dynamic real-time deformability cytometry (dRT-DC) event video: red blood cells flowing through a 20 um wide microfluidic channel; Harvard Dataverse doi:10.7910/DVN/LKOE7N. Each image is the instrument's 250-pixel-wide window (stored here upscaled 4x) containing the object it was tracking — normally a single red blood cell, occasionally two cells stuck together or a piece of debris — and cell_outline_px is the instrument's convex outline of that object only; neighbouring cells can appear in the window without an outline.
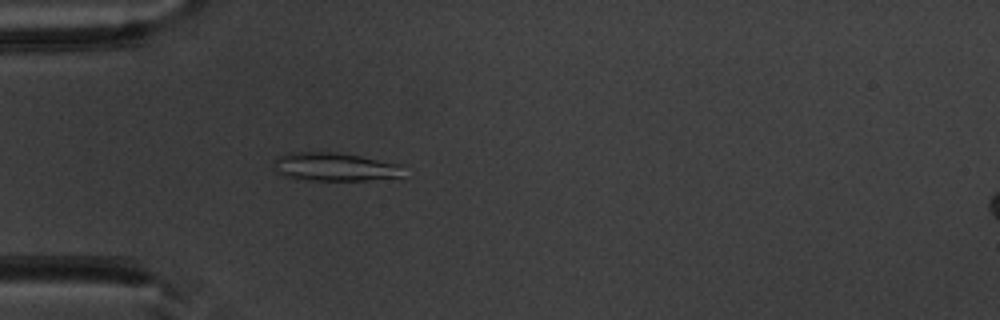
{"species": "common noctule bat (a hibernating species)", "species_latin": "Nyctalus noctula", "temperature_condition": "warm", "stored_images_in_passage": 50, "camera_frame_rate_fps": 3000, "um_per_image_px": 0.085, "animal": {"sex": "male", "body_mass_g": 20.1, "forearm_length_mm": 53.5}, "frame": {"image": 1, "passage_image": 14, "time_ms": 4.333, "image_size_px": [1000, 320], "cell_outline_px": [[400, 176], [368, 180], [308, 180], [288, 176], [276, 172], [272, 164], [272, 160], [276, 156], [288, 152], [332, 152], [360, 156], [400, 164]], "centroid_in_image_um": [28.33, 14.16], "position_along_channel_um": 56.7, "area_um2": 21.21}}
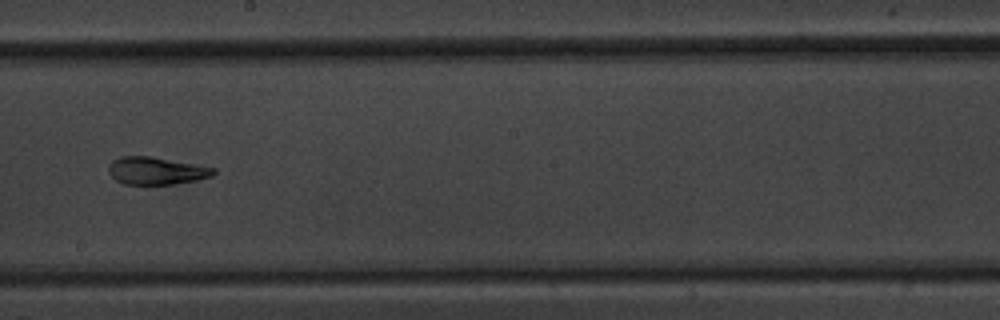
{"frame": {"image": 2, "passage_image": 28, "time_ms": 9.0, "image_size_px": [1000, 320], "cell_outline_px": [[216, 172], [212, 176], [196, 180], [172, 184], [124, 184], [116, 180], [108, 172], [108, 164], [112, 160], [120, 156], [152, 156], [216, 168]], "centroid_in_image_um": [13.26, 14.5], "position_along_channel_um": 234.9, "area_um2": 16.88}}
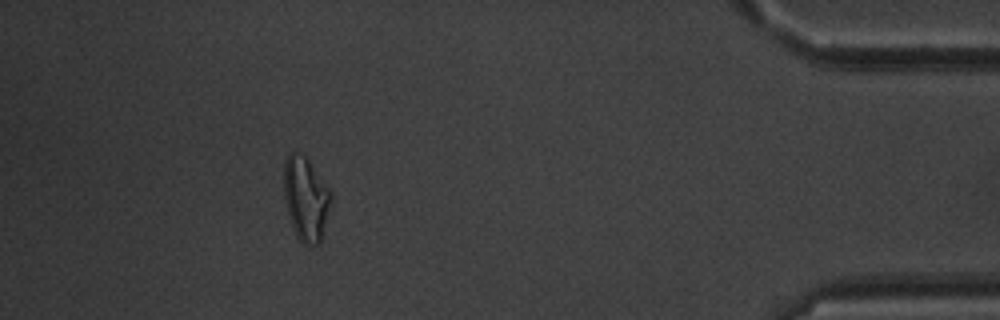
{"frame": {"image": 3, "passage_image": 45, "time_ms": 14.667, "image_size_px": [1000, 320], "cell_outline_px": [[332, 200], [320, 244], [308, 248], [296, 236], [288, 212], [284, 196], [284, 160], [288, 152], [296, 152], [304, 156], [308, 160], [328, 188], [332, 196]], "centroid_in_image_um": [25.99, 16.92], "position_along_channel_um": 409.2, "area_um2": 22.95}, "authors_computed_cell_mechanics": {"area_um2": 20.0566, "velocity_mm_per_s": 3.9678, "shape_relaxation_time_tau1_ms": null, "shape_relaxation_time_tau2_ms": 2.6282, "deformation_change_tau1": null, "deformation_change_tau2": 0.1022}}